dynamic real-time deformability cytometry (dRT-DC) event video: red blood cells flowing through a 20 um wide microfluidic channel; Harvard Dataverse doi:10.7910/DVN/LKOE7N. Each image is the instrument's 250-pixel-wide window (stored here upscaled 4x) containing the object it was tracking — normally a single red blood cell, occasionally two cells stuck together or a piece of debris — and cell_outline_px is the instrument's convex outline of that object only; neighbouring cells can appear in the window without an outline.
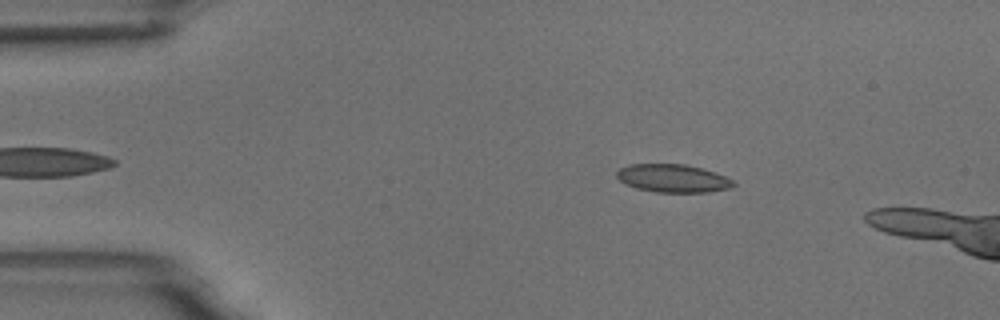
{"species": "common noctule bat (a hibernating species)", "species_latin": "Nyctalus noctula", "temperature_condition": "room temperature", "stored_images_in_passage": 4, "camera_frame_rate_fps": 3000, "um_per_image_px": 0.085, "animal": {"sex": "male", "body_mass_g": 18.8}, "frame": {"image": 1, "passage_image": 2, "time_ms": 1.333, "image_size_px": [1000, 320], "cell_outline_px": [[736, 184], [732, 188], [708, 192], [656, 192], [636, 188], [624, 184], [616, 176], [616, 172], [620, 168], [628, 164], [684, 164], [700, 168], [724, 176], [732, 180]], "centroid_in_image_um": [57.16, 15.16], "position_along_channel_um": 27.8, "area_um2": 19.02}}